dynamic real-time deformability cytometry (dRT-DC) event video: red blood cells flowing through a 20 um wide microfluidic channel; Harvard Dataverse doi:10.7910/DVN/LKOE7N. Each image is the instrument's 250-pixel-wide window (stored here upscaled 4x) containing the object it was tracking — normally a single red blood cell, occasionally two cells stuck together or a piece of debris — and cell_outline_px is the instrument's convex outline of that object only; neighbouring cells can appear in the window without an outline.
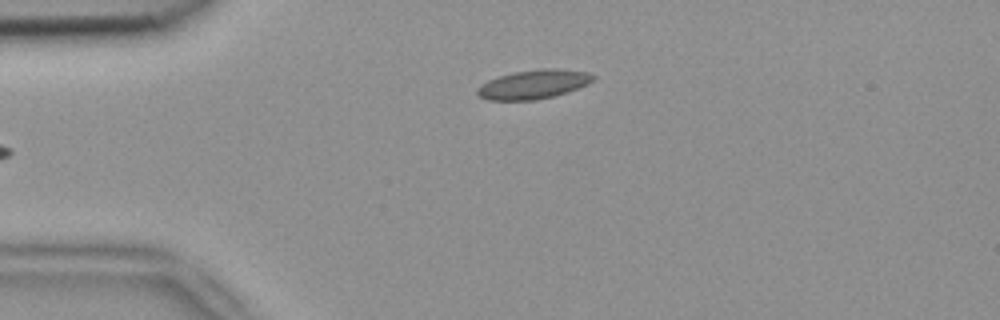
{"species": "common noctule bat (a hibernating species)", "species_latin": "Nyctalus noctula", "temperature_condition": "room temperature", "stored_images_in_passage": 3, "camera_frame_rate_fps": 3000, "um_per_image_px": 0.085, "animal": {"sex": "female", "body_mass_g": 18.4}, "frame": {"image": 1, "passage_image": 3, "time_ms": 0.667, "image_size_px": [1000, 320], "cell_outline_px": [[596, 76], [588, 84], [568, 92], [536, 100], [488, 100], [480, 96], [476, 92], [476, 88], [480, 84], [488, 80], [512, 72], [544, 68], [556, 68], [588, 72]], "centroid_in_image_um": [45.34, 7.16], "position_along_channel_um": 39.7, "area_um2": 19.65}}